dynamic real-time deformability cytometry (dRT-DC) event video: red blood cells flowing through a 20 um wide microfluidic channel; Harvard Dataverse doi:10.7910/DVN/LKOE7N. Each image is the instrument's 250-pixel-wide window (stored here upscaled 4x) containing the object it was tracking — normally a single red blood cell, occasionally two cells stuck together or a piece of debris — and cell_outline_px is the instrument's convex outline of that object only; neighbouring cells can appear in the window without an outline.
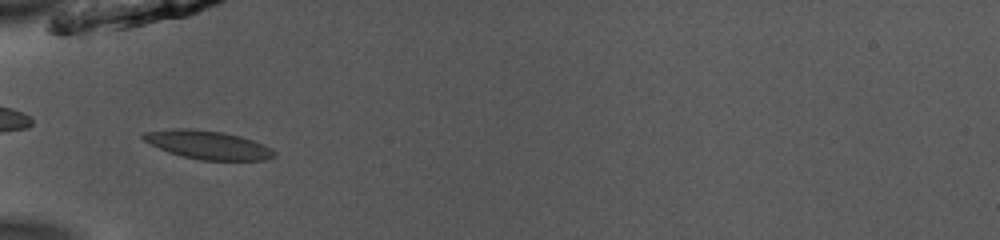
{"species": "common noctule bat (a hibernating species)", "species_latin": "Nyctalus noctula", "temperature_condition": "room temperature", "stored_images_in_passage": 48, "camera_frame_rate_fps": 3000, "um_per_image_px": 0.085, "animal": {"sex": "male", "body_mass_g": 13.0, "forearm_length_mm": 53.1}, "frame": {"image": 1, "passage_image": 14, "time_ms": 4.333, "image_size_px": [1000, 240], "cell_outline_px": [[276, 156], [264, 160], [200, 160], [168, 152], [144, 140], [140, 136], [144, 132], [172, 128], [188, 128], [224, 132], [240, 136], [264, 144], [272, 148], [276, 152]], "centroid_in_image_um": [17.69, 12.31], "position_along_channel_um": 67.3, "area_um2": 21.73}}
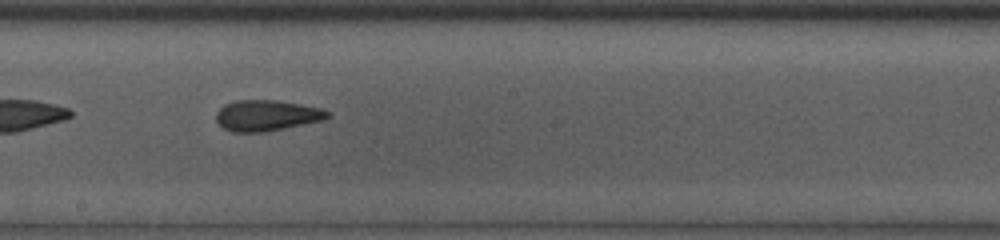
{"frame": {"image": 2, "passage_image": 26, "time_ms": 8.333, "image_size_px": [1000, 240], "cell_outline_px": [[332, 116], [324, 120], [264, 132], [232, 132], [224, 128], [216, 120], [216, 112], [224, 104], [236, 100], [276, 100], [300, 104], [320, 108], [332, 112]], "centroid_in_image_um": [22.69, 9.81], "position_along_channel_um": 225.5, "area_um2": 20.11}}
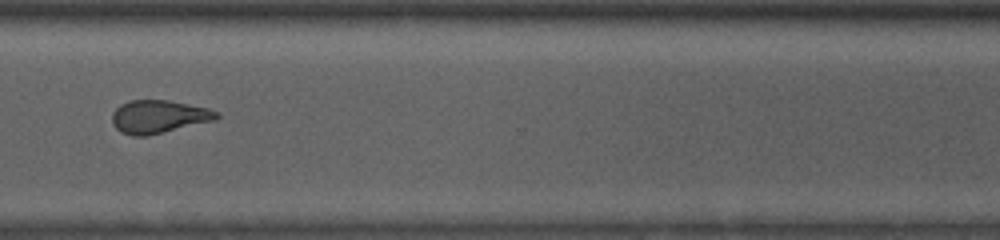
{"frame": {"image": 3, "passage_image": 36, "time_ms": 11.667, "image_size_px": [1000, 240], "cell_outline_px": [[220, 116], [216, 120], [148, 136], [132, 136], [120, 132], [112, 124], [112, 112], [120, 104], [132, 100], [168, 100], [208, 108], [220, 112]], "centroid_in_image_um": [13.49, 9.92], "position_along_channel_um": 357.1, "area_um2": 20.35}, "authors_computed_cell_mechanics": {"area_um2": 20.4901, "velocity_mm_per_s": 3.9638, "shape_relaxation_time_tau1_ms": 3.6838, "shape_relaxation_time_tau2_ms": 1.9191, "deformation_change_tau1": 0.1215, "deformation_change_tau2": 0.1046}}